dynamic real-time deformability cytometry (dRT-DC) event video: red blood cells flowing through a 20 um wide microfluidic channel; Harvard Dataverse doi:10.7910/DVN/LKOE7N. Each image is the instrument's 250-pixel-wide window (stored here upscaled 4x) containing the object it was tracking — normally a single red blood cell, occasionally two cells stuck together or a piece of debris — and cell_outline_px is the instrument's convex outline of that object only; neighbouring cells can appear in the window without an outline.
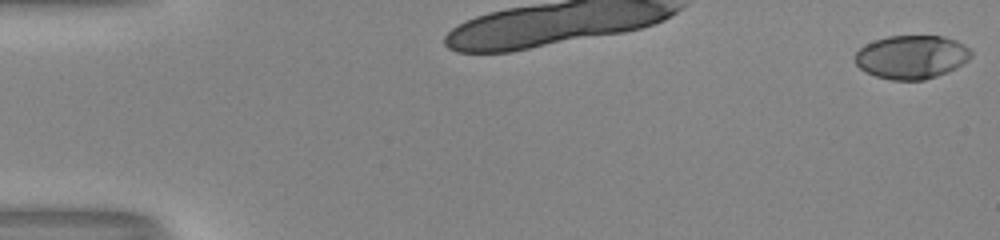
{"species": "human", "species_latin": "Homo sapiens", "temperature_condition": "room temperature", "stored_images_in_passage": 32, "camera_frame_rate_fps": 3000, "um_per_image_px": 0.085, "donor": {"sex": "male"}, "frame": {"image": 1, "passage_image": 1, "time_ms": 0.0, "image_size_px": [1000, 240], "cell_outline_px": [[972, 56], [968, 60], [956, 68], [948, 72], [924, 80], [892, 80], [876, 76], [864, 72], [856, 64], [856, 52], [864, 44], [888, 36], [944, 36], [956, 40], [972, 48]], "centroid_in_image_um": [77.51, 4.84], "position_along_channel_um": 7.5, "area_um2": 29.65}}
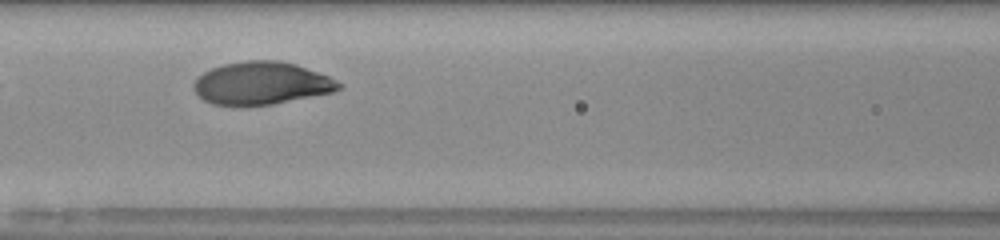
{"frame": {"image": 2, "passage_image": 14, "time_ms": 4.333, "image_size_px": [1000, 240], "cell_outline_px": [[344, 84], [340, 88], [332, 92], [272, 104], [212, 104], [204, 100], [192, 88], [192, 84], [204, 72], [212, 68], [224, 64], [244, 60], [276, 60], [296, 64], [328, 76]], "centroid_in_image_um": [22.23, 7.05], "position_along_channel_um": 144.4, "area_um2": 35.55}}
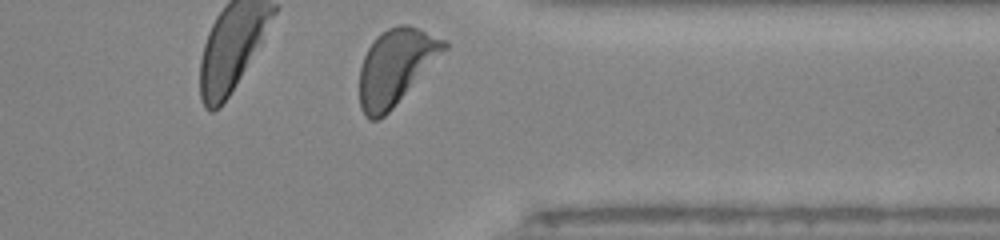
{"frame": {"image": 3, "passage_image": 32, "time_ms": 10.333, "image_size_px": [1000, 240], "cell_outline_px": [[448, 48], [392, 108], [380, 120], [368, 120], [364, 116], [360, 108], [360, 68], [364, 56], [368, 48], [376, 36], [388, 28], [400, 24], [408, 24], [448, 40]], "centroid_in_image_um": [33.64, 5.67], "position_along_channel_um": 377.8, "area_um2": 37.11}, "authors_computed_cell_mechanics": {"area_um2": 35.7204, "velocity_mm_per_s": 3.966, "shape_relaxation_time_tau1_ms": 1.8668, "shape_relaxation_time_tau2_ms": null, "deformation_change_tau1": 0.152, "deformation_change_tau2": null}}